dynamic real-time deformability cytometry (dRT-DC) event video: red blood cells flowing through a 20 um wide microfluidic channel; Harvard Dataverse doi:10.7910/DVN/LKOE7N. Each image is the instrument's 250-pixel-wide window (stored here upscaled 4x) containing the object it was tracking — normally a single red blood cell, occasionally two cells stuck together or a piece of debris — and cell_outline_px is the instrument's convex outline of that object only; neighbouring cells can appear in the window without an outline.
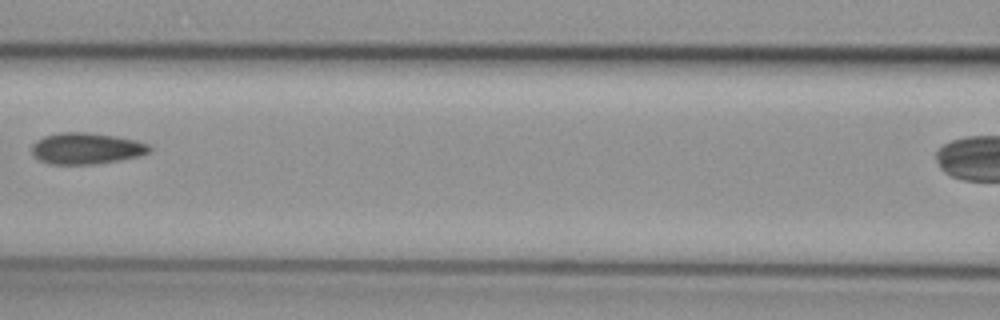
{"species": "common noctule bat (a hibernating species)", "species_latin": "Nyctalus noctula", "temperature_condition": "cold", "stored_images_in_passage": 8, "camera_frame_rate_fps": 3000, "um_per_image_px": 0.085, "animal": {"sex": "female", "body_mass_g": 29.2, "forearm_length_mm": 56.3}, "frame": {"image": 1, "passage_image": 6, "time_ms": 1.667, "image_size_px": [1000, 320], "cell_outline_px": [[152, 152], [140, 156], [120, 160], [96, 164], [48, 164], [40, 160], [32, 152], [32, 144], [36, 140], [44, 136], [60, 132], [88, 132], [116, 136], [136, 140], [148, 144], [152, 148]], "centroid_in_image_um": [7.37, 12.61], "position_along_channel_um": 159.2, "area_um2": 21.68}}